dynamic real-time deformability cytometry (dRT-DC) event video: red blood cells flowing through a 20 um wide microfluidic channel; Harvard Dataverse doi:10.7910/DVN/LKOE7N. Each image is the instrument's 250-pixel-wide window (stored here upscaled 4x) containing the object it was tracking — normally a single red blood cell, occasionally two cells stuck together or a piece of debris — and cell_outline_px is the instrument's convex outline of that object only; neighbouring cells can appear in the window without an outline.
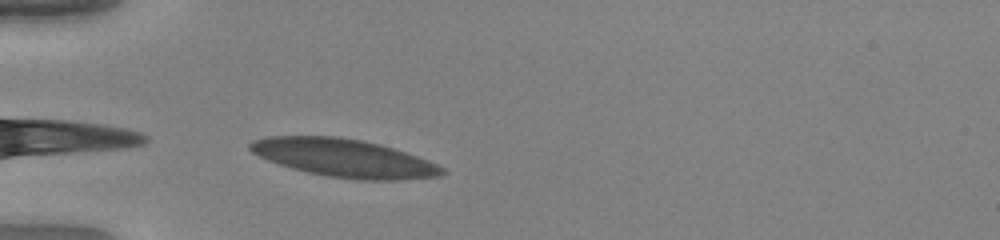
{"species": "human", "species_latin": "Homo sapiens", "temperature_condition": "warm", "stored_images_in_passage": 25, "camera_frame_rate_fps": 3000, "um_per_image_px": 0.085, "donor": {"sex": "female"}, "frame": {"image": 1, "passage_image": 1, "time_ms": 0.0, "image_size_px": [1000, 240], "cell_outline_px": [[448, 172], [440, 176], [396, 180], [356, 180], [328, 176], [308, 172], [292, 168], [268, 160], [252, 152], [248, 148], [248, 144], [252, 140], [268, 136], [336, 136], [360, 140], [380, 144], [428, 160], [444, 168]], "centroid_in_image_um": [29.23, 13.43], "position_along_channel_um": 55.8, "area_um2": 42.37}}
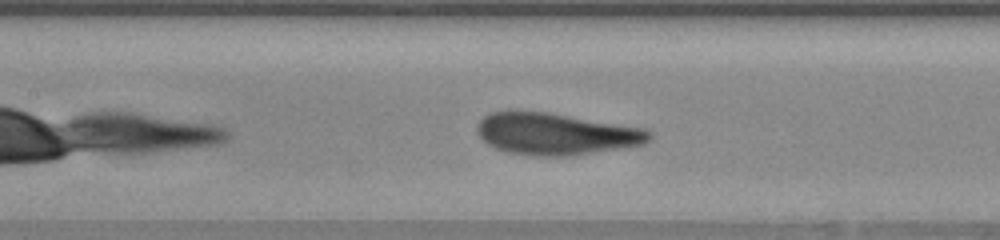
{"frame": {"image": 2, "passage_image": 10, "time_ms": 3.0, "image_size_px": [1000, 240], "cell_outline_px": [[652, 136], [644, 144], [572, 156], [532, 156], [508, 152], [496, 148], [488, 144], [476, 132], [476, 124], [488, 112], [508, 108], [548, 112], [644, 128], [652, 132]], "centroid_in_image_um": [47.17, 11.35], "position_along_channel_um": 160.2, "area_um2": 42.66}}
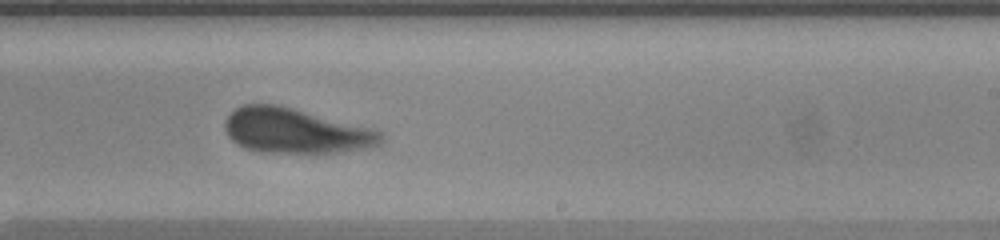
{"frame": {"image": 3, "passage_image": 18, "time_ms": 5.667, "image_size_px": [1000, 240], "cell_outline_px": [[384, 144], [372, 148], [340, 152], [260, 152], [244, 148], [236, 144], [228, 136], [224, 128], [224, 120], [236, 108], [244, 104], [280, 104], [376, 128], [384, 132]], "centroid_in_image_um": [25.21, 11.11], "position_along_channel_um": 263.8, "area_um2": 41.85}}